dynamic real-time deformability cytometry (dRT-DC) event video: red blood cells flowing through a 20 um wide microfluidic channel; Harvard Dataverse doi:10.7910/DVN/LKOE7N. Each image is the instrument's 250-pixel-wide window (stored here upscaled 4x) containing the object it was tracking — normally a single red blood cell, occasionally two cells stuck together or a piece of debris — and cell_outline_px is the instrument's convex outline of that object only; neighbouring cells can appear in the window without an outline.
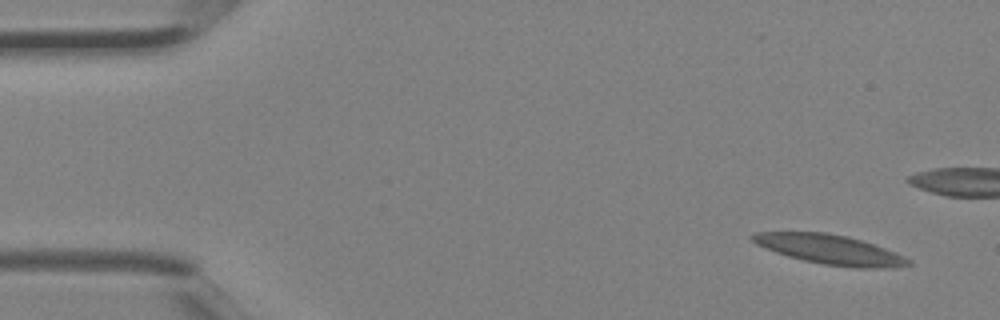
{"species": "Egyptian fruit bat (a non-hibernating species)", "species_latin": "Rousettus aegyptiacus", "temperature_condition": "room temperature", "stored_images_in_passage": 4, "camera_frame_rate_fps": 3000, "um_per_image_px": 0.085, "animal": {"sex": "female"}, "frame": {"image": 1, "passage_image": 1, "time_ms": 0.0, "image_size_px": [1000, 320], "cell_outline_px": [[912, 264], [892, 268], [856, 268], [824, 264], [804, 260], [788, 256], [776, 252], [756, 244], [748, 236], [756, 232], [824, 232], [848, 236], [896, 252], [912, 260]], "centroid_in_image_um": [70.57, 21.21], "position_along_channel_um": 14.4, "area_um2": 26.76}}
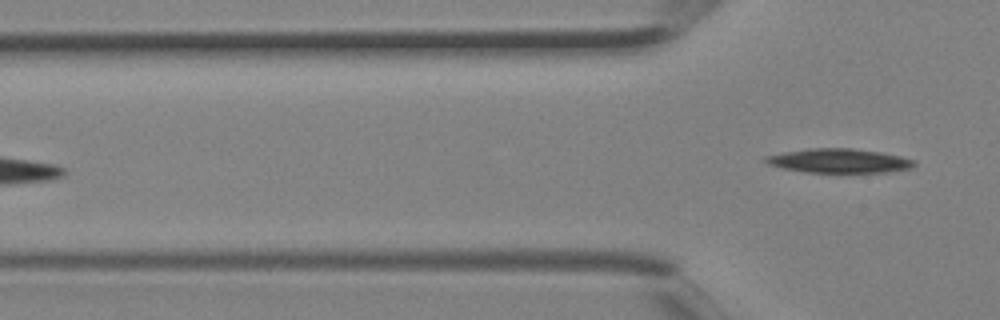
{"frame": {"image": 2, "passage_image": 4, "time_ms": 1.0, "image_size_px": [1000, 320], "cell_outline_px": [[916, 164], [912, 168], [884, 172], [804, 172], [780, 168], [768, 164], [764, 160], [764, 156], [784, 152], [812, 148], [852, 148], [880, 152], [900, 156], [916, 160]], "centroid_in_image_um": [71.31, 13.66], "position_along_channel_um": 54.5, "area_um2": 20.92}}